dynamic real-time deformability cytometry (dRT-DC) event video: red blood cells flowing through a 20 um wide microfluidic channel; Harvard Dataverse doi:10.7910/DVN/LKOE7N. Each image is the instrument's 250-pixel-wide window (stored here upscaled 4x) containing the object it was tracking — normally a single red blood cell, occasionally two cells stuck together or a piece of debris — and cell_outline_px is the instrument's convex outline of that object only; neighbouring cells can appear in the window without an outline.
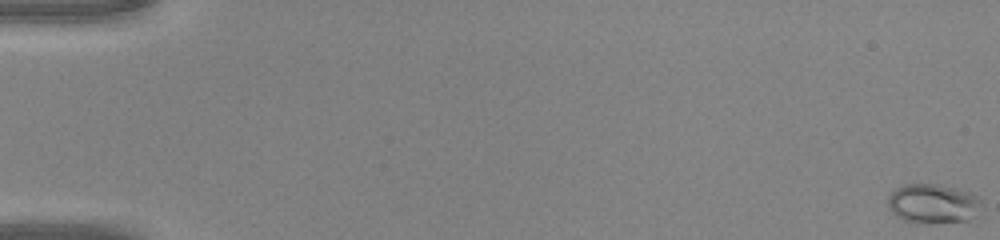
{"species": "common noctule bat (a hibernating species)", "species_latin": "Nyctalus noctula", "temperature_condition": "warm", "stored_images_in_passage": 48, "camera_frame_rate_fps": 3000, "um_per_image_px": 0.085, "animal": {"sex": "male", "body_mass_g": 20.0, "forearm_length_mm": 53.3}, "frame": {"image": 1, "passage_image": 1, "time_ms": 0.0, "image_size_px": [1000, 240], "cell_outline_px": [[980, 204], [968, 220], [924, 224], [916, 224], [904, 220], [896, 216], [888, 208], [888, 196], [896, 188], [904, 184], [936, 184], [972, 192], [980, 200]], "centroid_in_image_um": [79.22, 17.31], "position_along_channel_um": 5.8, "area_um2": 21.39}}
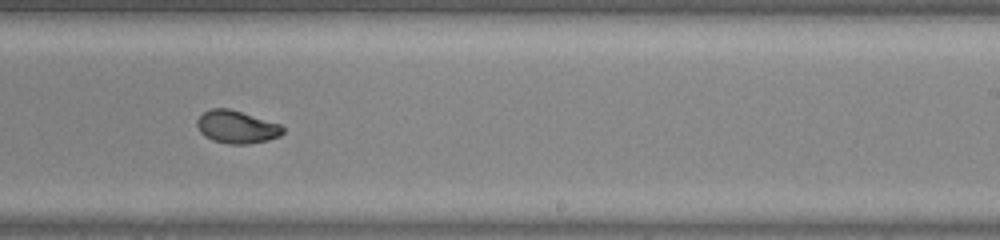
{"frame": {"image": 2, "passage_image": 31, "time_ms": 10.0, "image_size_px": [1000, 240], "cell_outline_px": [[284, 132], [280, 136], [268, 140], [248, 144], [228, 144], [212, 140], [204, 136], [200, 132], [196, 124], [196, 120], [204, 112], [212, 108], [228, 108], [280, 124], [284, 128]], "centroid_in_image_um": [20.11, 10.8], "position_along_channel_um": 268.9, "area_um2": 16.36}}
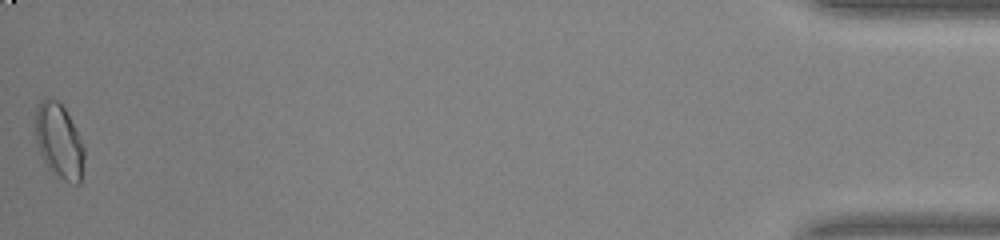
{"frame": {"image": 3, "passage_image": 48, "time_ms": 15.667, "image_size_px": [1000, 240], "cell_outline_px": [[84, 160], [80, 184], [76, 184], [64, 180], [52, 172], [48, 168], [40, 156], [36, 140], [36, 108], [40, 100], [56, 100], [64, 108], [84, 148]], "centroid_in_image_um": [5.01, 12.05], "position_along_channel_um": 430.2, "area_um2": 20.81}}